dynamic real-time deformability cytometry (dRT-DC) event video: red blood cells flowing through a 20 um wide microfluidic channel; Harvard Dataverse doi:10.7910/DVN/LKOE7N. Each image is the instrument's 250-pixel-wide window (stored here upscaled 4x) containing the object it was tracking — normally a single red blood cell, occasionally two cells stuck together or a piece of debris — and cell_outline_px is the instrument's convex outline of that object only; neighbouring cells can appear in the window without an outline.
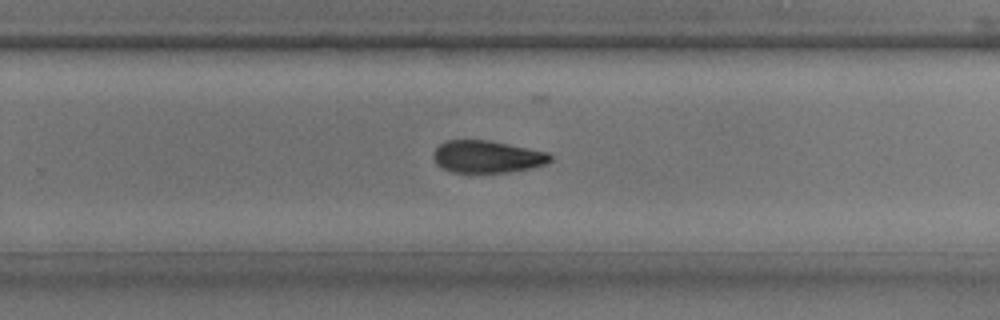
{"species": "common noctule bat (a hibernating species)", "species_latin": "Nyctalus noctula", "temperature_condition": "room temperature", "stored_images_in_passage": 34, "camera_frame_rate_fps": 3000, "um_per_image_px": 0.085, "animal": {"sex": "male", "body_mass_g": 17.9, "forearm_length_mm": 54.2}, "frame": {"image": 1, "passage_image": 25, "time_ms": 8.0, "image_size_px": [1000, 320], "cell_outline_px": [[552, 160], [544, 164], [532, 168], [508, 172], [452, 172], [436, 164], [432, 156], [432, 152], [444, 140], [488, 140], [548, 152], [552, 156]], "centroid_in_image_um": [41.39, 13.31], "position_along_channel_um": 288.4, "area_um2": 21.96}}
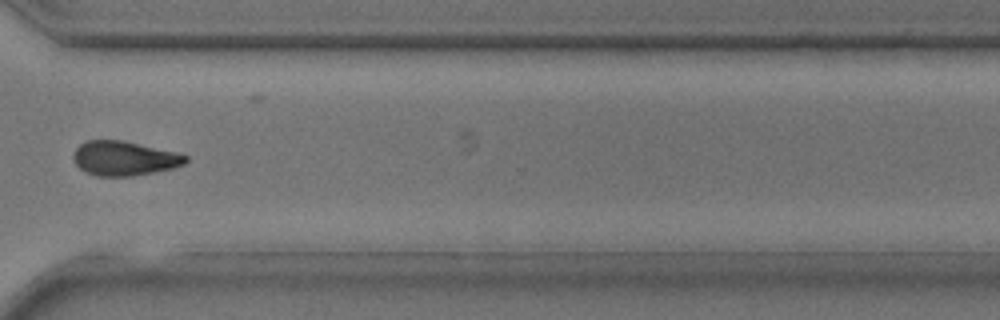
{"frame": {"image": 2, "passage_image": 29, "time_ms": 9.333, "image_size_px": [1000, 320], "cell_outline_px": [[188, 160], [184, 164], [172, 168], [132, 176], [96, 176], [84, 172], [76, 164], [72, 156], [76, 148], [80, 144], [88, 140], [120, 140], [176, 152], [188, 156]], "centroid_in_image_um": [10.53, 13.46], "position_along_channel_um": 360.1, "area_um2": 22.37}}